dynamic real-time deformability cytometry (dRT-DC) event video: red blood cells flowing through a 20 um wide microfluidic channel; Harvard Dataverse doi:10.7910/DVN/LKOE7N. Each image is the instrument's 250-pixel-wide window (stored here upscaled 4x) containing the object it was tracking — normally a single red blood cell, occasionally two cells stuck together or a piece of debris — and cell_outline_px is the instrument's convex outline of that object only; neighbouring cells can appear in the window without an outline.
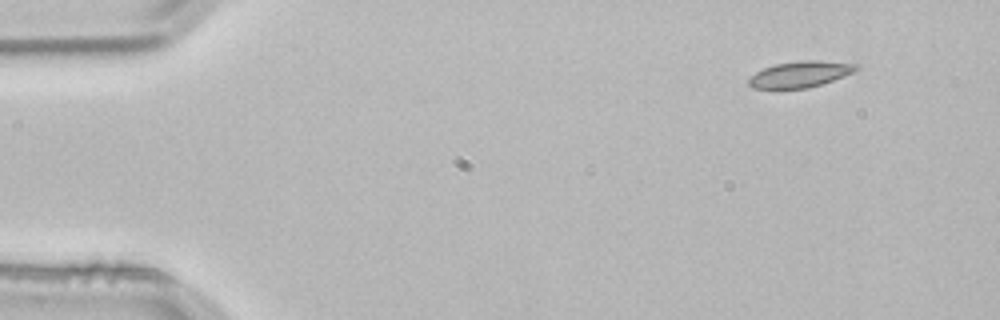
{"species": "common noctule bat (a hibernating species)", "species_latin": "Nyctalus noctula", "temperature_condition": "room temperature", "stored_images_in_passage": 3, "camera_frame_rate_fps": 3000, "um_per_image_px": 0.085, "animal": {"sex": "male", "body_mass_g": 21.5, "forearm_length_mm": 52.0}, "frame": {"image": 1, "passage_image": 1, "time_ms": 0.0, "image_size_px": [1000, 320], "cell_outline_px": [[860, 68], [852, 72], [832, 80], [808, 88], [752, 88], [748, 84], [748, 80], [756, 72], [764, 68], [776, 64], [800, 60], [820, 60], [860, 64]], "centroid_in_image_um": [68.03, 6.29], "position_along_channel_um": 17.0, "area_um2": 16.18}}